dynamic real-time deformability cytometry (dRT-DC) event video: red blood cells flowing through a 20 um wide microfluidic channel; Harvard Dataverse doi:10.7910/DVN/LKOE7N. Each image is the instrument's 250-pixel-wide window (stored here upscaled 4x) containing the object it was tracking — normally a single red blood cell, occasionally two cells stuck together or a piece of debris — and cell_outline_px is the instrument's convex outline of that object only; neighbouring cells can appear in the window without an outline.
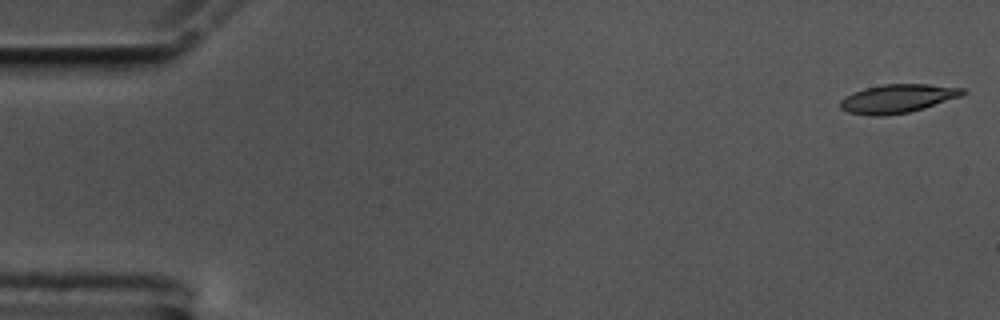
{"species": "common noctule bat (a hibernating species)", "species_latin": "Nyctalus noctula", "temperature_condition": "cold", "stored_images_in_passage": 54, "camera_frame_rate_fps": 3000, "um_per_image_px": 0.085, "animal": {"sex": "male", "body_mass_g": 17.5, "forearm_length_mm": 52.3}, "frame": {"image": 1, "passage_image": 1, "time_ms": 0.0, "image_size_px": [1000, 320], "cell_outline_px": [[968, 92], [960, 96], [924, 108], [908, 112], [884, 116], [868, 116], [848, 112], [840, 108], [840, 100], [852, 92], [864, 88], [884, 84], [928, 84], [964, 88]], "centroid_in_image_um": [76.27, 8.38], "position_along_channel_um": 8.7, "area_um2": 20.46}}
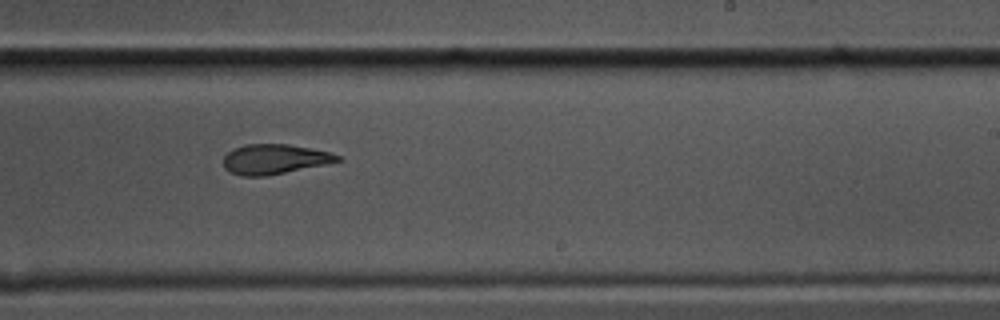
{"frame": {"image": 2, "passage_image": 35, "time_ms": 11.333, "image_size_px": [1000, 320], "cell_outline_px": [[344, 160], [264, 176], [244, 176], [228, 172], [224, 168], [224, 156], [232, 148], [244, 144], [288, 144], [328, 152], [340, 156]], "centroid_in_image_um": [23.27, 13.52], "position_along_channel_um": 265.7, "area_um2": 19.65}}
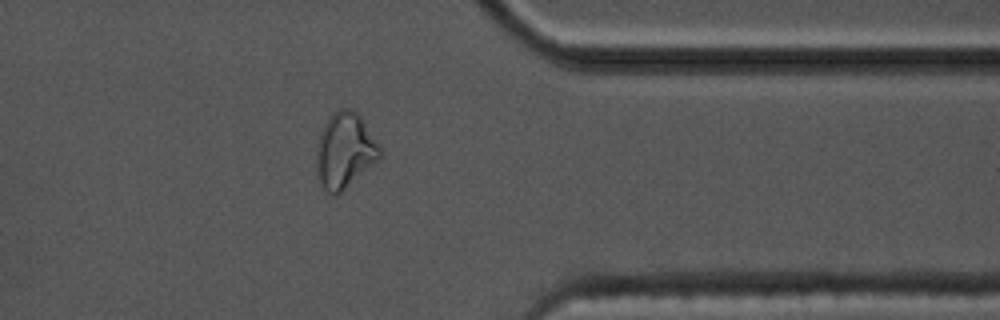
{"frame": {"image": 3, "passage_image": 46, "time_ms": 15.0, "image_size_px": [1000, 320], "cell_outline_px": [[384, 152], [376, 160], [336, 196], [332, 196], [320, 184], [316, 164], [316, 148], [320, 132], [324, 124], [332, 112], [340, 108], [348, 108], [360, 112], [380, 144]], "centroid_in_image_um": [29.31, 12.73], "position_along_channel_um": 382.1, "area_um2": 28.15}}